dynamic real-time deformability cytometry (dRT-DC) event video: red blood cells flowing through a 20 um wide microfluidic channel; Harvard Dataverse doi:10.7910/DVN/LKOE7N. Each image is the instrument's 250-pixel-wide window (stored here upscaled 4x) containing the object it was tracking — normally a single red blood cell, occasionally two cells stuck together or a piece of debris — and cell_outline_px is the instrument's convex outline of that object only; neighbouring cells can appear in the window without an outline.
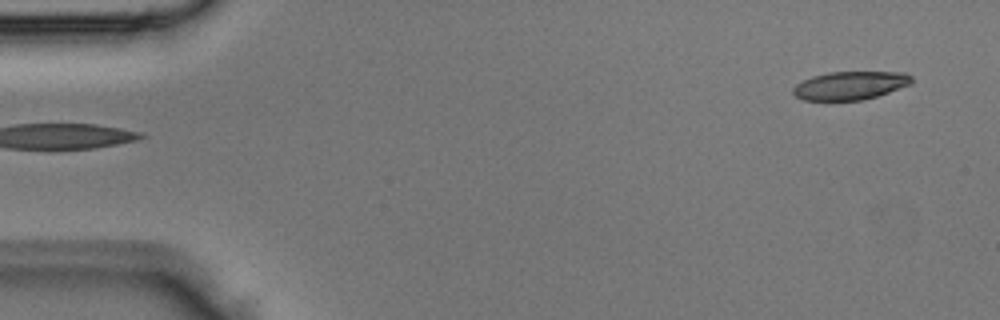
{"species": "Egyptian fruit bat (a non-hibernating species)", "species_latin": "Rousettus aegyptiacus", "temperature_condition": "room temperature", "stored_images_in_passage": 3, "segment_of_instrument_passage": [2, 2], "camera_frame_rate_fps": 3000, "um_per_image_px": 0.085, "animal": {"sex": "male"}, "frame": {"image": 1, "passage_image": 3, "time_ms": 0.667, "image_size_px": [1000, 320], "cell_outline_px": [[912, 84], [876, 96], [860, 100], [804, 100], [796, 96], [792, 92], [792, 88], [796, 84], [812, 76], [828, 72], [904, 72], [912, 76]], "centroid_in_image_um": [72.26, 7.26], "position_along_channel_um": 12.7, "area_um2": 19.48}}